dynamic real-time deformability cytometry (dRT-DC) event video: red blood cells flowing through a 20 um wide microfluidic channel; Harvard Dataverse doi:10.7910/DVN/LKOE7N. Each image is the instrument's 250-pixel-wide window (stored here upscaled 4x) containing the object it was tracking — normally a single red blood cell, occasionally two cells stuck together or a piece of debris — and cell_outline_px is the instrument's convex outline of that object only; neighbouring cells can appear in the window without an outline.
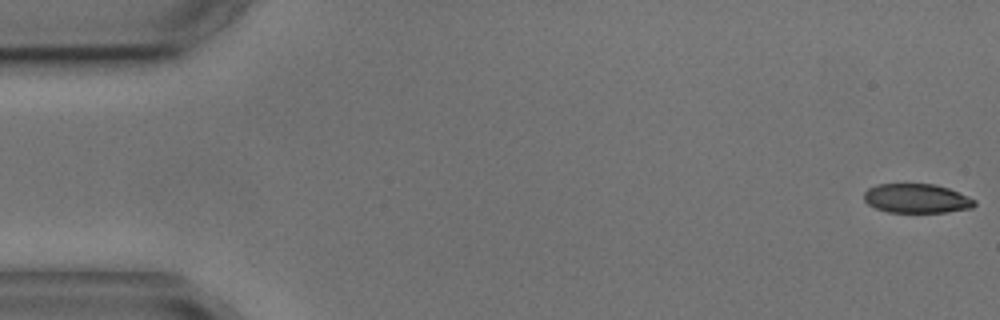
{"species": "common noctule bat (a hibernating species)", "species_latin": "Nyctalus noctula", "temperature_condition": "cold", "stored_images_in_passage": 5, "camera_frame_rate_fps": 3000, "um_per_image_px": 0.085, "animal": {"sex": "male", "body_mass_g": 17.9, "forearm_length_mm": 54.2}, "frame": {"image": 1, "passage_image": 1, "time_ms": 0.0, "image_size_px": [1000, 320], "cell_outline_px": [[976, 204], [972, 208], [948, 212], [888, 212], [876, 208], [868, 204], [864, 200], [864, 192], [868, 188], [876, 184], [936, 184], [948, 188], [976, 200]], "centroid_in_image_um": [77.91, 16.86], "position_along_channel_um": 7.1, "area_um2": 18.84}}
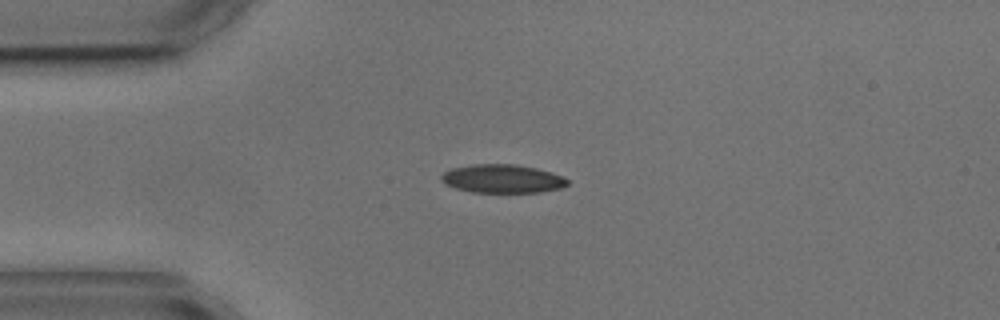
{"frame": {"image": 2, "passage_image": 4, "time_ms": 4.0, "image_size_px": [1000, 320], "cell_outline_px": [[568, 184], [560, 188], [540, 192], [472, 192], [456, 188], [444, 184], [440, 180], [440, 176], [444, 172], [452, 168], [472, 164], [516, 164], [536, 168], [552, 172], [568, 180]], "centroid_in_image_um": [42.67, 15.18], "position_along_channel_um": 42.3, "area_um2": 20.92}}